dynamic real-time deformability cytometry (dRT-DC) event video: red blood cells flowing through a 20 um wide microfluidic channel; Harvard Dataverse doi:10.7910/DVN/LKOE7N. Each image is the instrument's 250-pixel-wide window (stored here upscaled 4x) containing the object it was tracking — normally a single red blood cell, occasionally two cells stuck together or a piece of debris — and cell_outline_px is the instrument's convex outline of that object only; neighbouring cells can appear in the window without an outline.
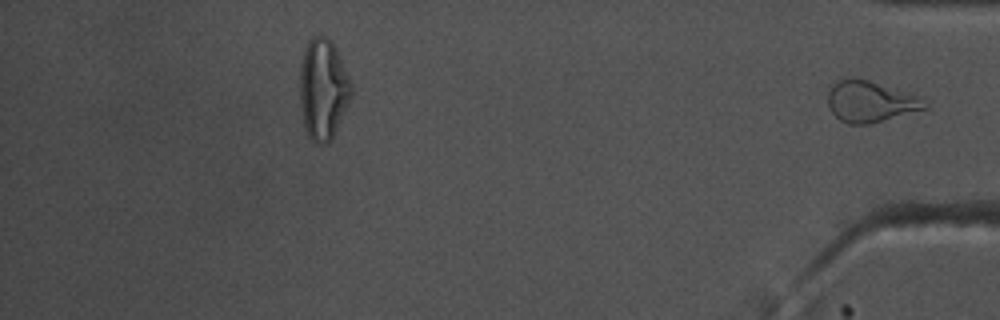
{"species": "common noctule bat (a hibernating species)", "species_latin": "Nyctalus noctula", "temperature_condition": "warm", "stored_images_in_passage": 35, "segment_of_instrument_passage": [2, 2], "camera_frame_rate_fps": 3000, "um_per_image_px": 0.085, "animal": {"sex": "male", "body_mass_g": 17.5, "forearm_length_mm": 52.3}, "frame": {"image": 1, "passage_image": 35, "time_ms": 11.333, "image_size_px": [1000, 320], "cell_outline_px": [[928, 108], [868, 124], [848, 124], [840, 120], [828, 108], [828, 92], [832, 84], [848, 76], [852, 76], [868, 80], [920, 96], [928, 104]], "centroid_in_image_um": [73.96, 8.62], "position_along_channel_um": 361.2, "area_um2": 23.29}}